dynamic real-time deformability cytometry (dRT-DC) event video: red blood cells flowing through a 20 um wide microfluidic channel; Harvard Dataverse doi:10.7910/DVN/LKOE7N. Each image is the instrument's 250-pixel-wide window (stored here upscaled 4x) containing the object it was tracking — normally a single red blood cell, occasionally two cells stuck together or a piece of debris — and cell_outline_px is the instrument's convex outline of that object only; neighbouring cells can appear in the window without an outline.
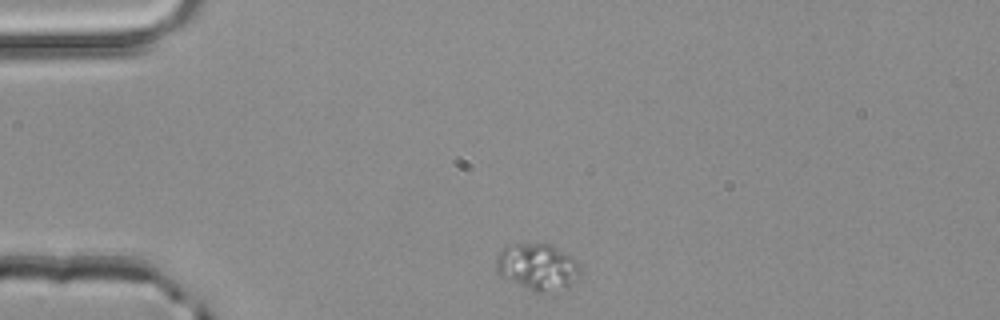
{"species": "common noctule bat (a hibernating species)", "species_latin": "Nyctalus noctula", "temperature_condition": "room temperature", "stored_images_in_passage": 2, "camera_frame_rate_fps": 3000, "um_per_image_px": 0.085, "animal": {"sex": "male", "body_mass_g": 20.4}, "frame": {"image": 1, "passage_image": 1, "time_ms": 0.0, "image_size_px": [1000, 320], "cell_outline_px": [[580, 280], [556, 296], [536, 292], [500, 276], [496, 268], [496, 256], [504, 248], [512, 244], [552, 244], [572, 256], [580, 264]], "centroid_in_image_um": [45.79, 22.75], "position_along_channel_um": 39.2, "area_um2": 23.7}}
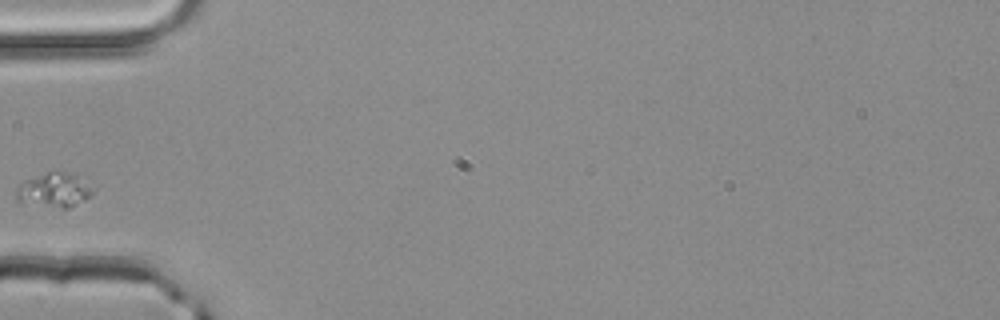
{"frame": {"image": 2, "passage_image": 2, "time_ms": 0.333, "image_size_px": [1000, 320], "cell_outline_px": [[96, 188], [92, 196], [68, 208], [64, 208], [16, 200], [16, 188], [24, 180], [56, 168], [60, 168], [88, 176]], "centroid_in_image_um": [4.77, 16.04], "position_along_channel_um": 80.2, "area_um2": 16.3}}